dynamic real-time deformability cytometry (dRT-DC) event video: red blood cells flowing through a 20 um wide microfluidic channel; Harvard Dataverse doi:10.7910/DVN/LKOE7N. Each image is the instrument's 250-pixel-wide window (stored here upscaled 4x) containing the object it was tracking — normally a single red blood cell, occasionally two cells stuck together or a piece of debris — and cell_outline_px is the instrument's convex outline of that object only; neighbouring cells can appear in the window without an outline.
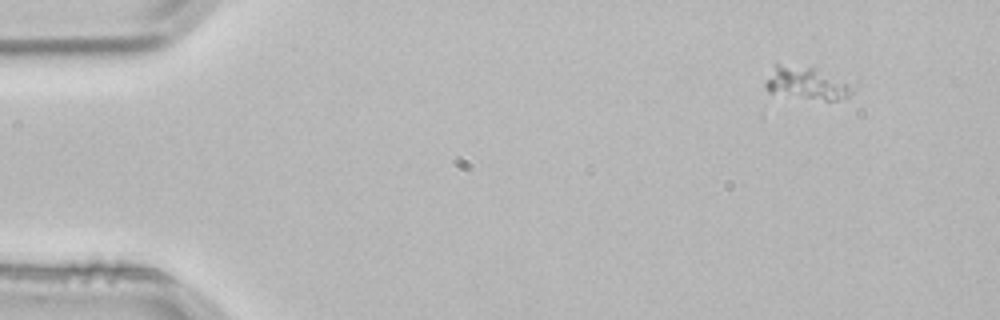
{"species": "common noctule bat (a hibernating species)", "species_latin": "Nyctalus noctula", "temperature_condition": "room temperature", "stored_images_in_passage": 3, "camera_frame_rate_fps": 3000, "um_per_image_px": 0.085, "animal": {"sex": "male", "body_mass_g": 21.5, "forearm_length_mm": 52.0}, "frame": {"image": 1, "passage_image": 1, "time_ms": 0.0, "image_size_px": [1000, 320], "cell_outline_px": [[856, 88], [848, 96], [836, 100], [824, 100], [768, 92], [764, 88], [764, 84], [776, 60], [812, 68]], "centroid_in_image_um": [68.42, 7.04], "position_along_channel_um": 16.6, "area_um2": 16.24}}
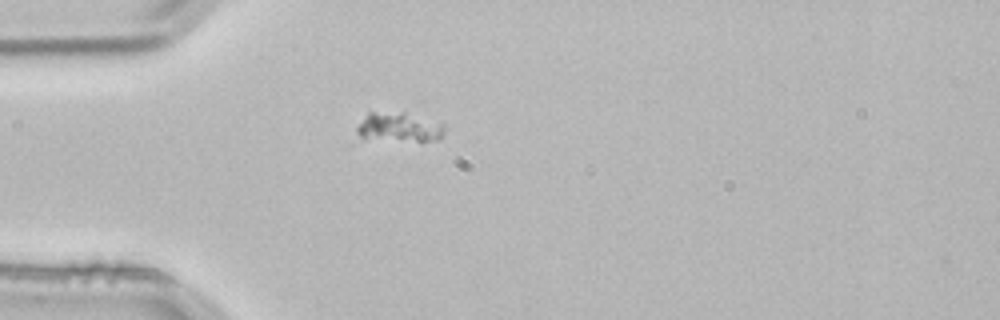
{"frame": {"image": 2, "passage_image": 3, "time_ms": 0.667, "image_size_px": [1000, 320], "cell_outline_px": [[444, 136], [440, 140], [416, 140], [360, 136], [356, 132], [356, 128], [368, 112], [404, 112], [444, 124]], "centroid_in_image_um": [33.98, 10.77], "position_along_channel_um": 51.0, "area_um2": 14.33}}